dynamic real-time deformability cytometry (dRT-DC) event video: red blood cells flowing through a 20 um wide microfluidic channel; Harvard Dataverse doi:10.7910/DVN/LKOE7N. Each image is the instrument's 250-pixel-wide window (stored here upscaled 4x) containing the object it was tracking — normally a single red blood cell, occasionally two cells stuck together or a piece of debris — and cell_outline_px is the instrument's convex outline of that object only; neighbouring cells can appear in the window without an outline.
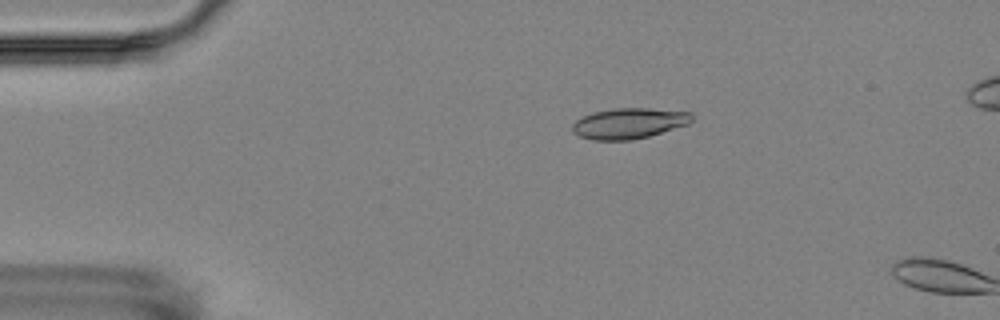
{"species": "Egyptian fruit bat (a non-hibernating species)", "species_latin": "Rousettus aegyptiacus", "temperature_condition": "room temperature", "stored_images_in_passage": 4, "camera_frame_rate_fps": 3000, "um_per_image_px": 0.085, "animal": {"sex": "female"}, "frame": {"image": 1, "passage_image": 3, "time_ms": 2.333, "image_size_px": [1000, 320], "cell_outline_px": [[692, 120], [688, 124], [648, 136], [632, 140], [592, 140], [580, 136], [572, 132], [572, 124], [576, 120], [592, 112], [612, 108], [648, 108], [692, 112]], "centroid_in_image_um": [53.44, 10.48], "position_along_channel_um": 31.6, "area_um2": 21.33}}